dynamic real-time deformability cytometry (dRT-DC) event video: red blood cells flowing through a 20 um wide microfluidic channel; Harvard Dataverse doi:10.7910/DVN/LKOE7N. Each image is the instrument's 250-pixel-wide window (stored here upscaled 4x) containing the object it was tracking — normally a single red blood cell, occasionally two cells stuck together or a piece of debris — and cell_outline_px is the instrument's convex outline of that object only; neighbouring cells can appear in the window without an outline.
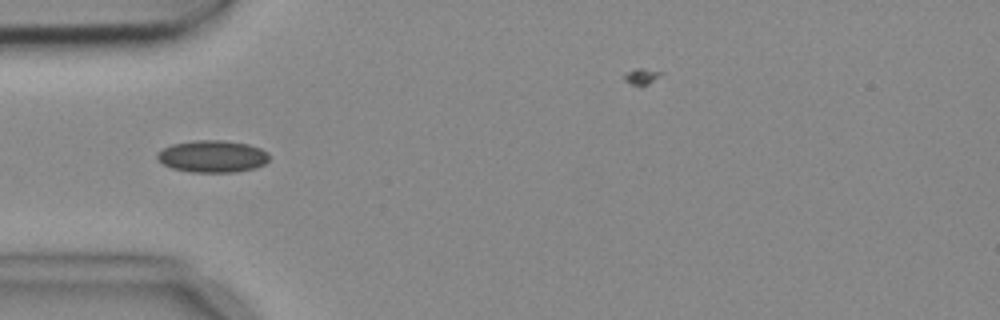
{"species": "common noctule bat (a hibernating species)", "species_latin": "Nyctalus noctula", "temperature_condition": "cold", "stored_images_in_passage": 6, "camera_frame_rate_fps": 3000, "um_per_image_px": 0.085, "animal": {"sex": "female", "body_mass_g": 18.4}, "frame": {"image": 1, "passage_image": 5, "time_ms": 1.333, "image_size_px": [1000, 320], "cell_outline_px": [[268, 160], [264, 164], [256, 168], [236, 172], [192, 172], [172, 168], [164, 164], [156, 156], [164, 148], [172, 144], [192, 140], [224, 140], [248, 144], [260, 148], [268, 152]], "centroid_in_image_um": [18.09, 13.29], "position_along_channel_um": 66.9, "area_um2": 20.87}}